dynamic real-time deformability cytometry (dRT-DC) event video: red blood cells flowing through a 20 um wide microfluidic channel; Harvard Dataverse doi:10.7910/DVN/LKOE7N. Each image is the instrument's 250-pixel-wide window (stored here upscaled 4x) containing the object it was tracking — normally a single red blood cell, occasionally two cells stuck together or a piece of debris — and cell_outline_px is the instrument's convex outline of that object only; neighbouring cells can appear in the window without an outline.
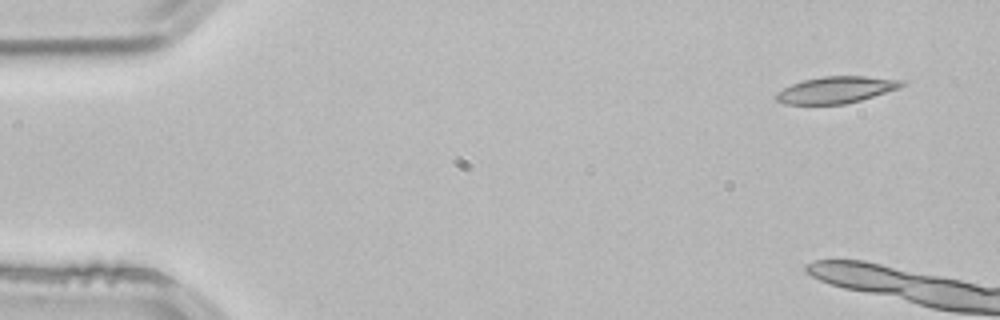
{"species": "common noctule bat (a hibernating species)", "species_latin": "Nyctalus noctula", "temperature_condition": "room temperature", "stored_images_in_passage": 3, "segment_of_instrument_passage": [2, 2], "camera_frame_rate_fps": 3000, "um_per_image_px": 0.085, "animal": {"sex": "male", "body_mass_g": 21.5, "forearm_length_mm": 52.0}, "frame": {"image": 1, "passage_image": 3, "time_ms": 0.667, "image_size_px": [1000, 320], "cell_outline_px": [[908, 84], [900, 88], [860, 100], [844, 104], [784, 104], [776, 100], [772, 96], [776, 92], [792, 84], [804, 80], [824, 76], [864, 76], [904, 80]], "centroid_in_image_um": [71.07, 7.63], "position_along_channel_um": 13.9, "area_um2": 19.59}}